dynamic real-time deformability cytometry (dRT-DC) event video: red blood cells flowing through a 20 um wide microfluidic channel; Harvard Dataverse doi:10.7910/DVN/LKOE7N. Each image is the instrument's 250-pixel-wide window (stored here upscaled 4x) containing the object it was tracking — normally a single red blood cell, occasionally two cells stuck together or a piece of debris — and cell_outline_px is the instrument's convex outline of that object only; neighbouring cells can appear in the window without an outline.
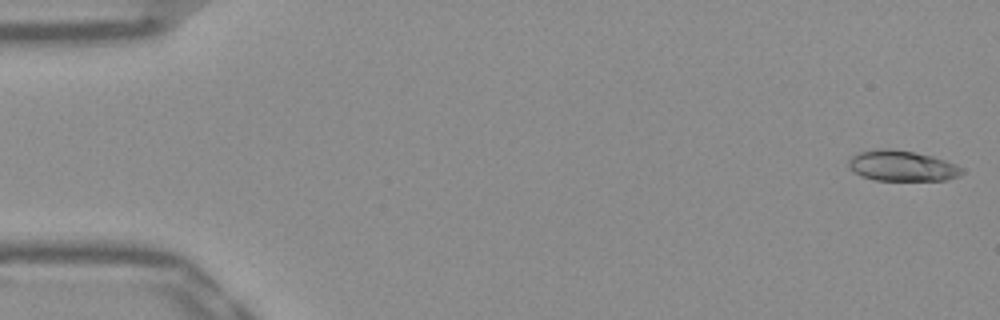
{"species": "Egyptian fruit bat (a non-hibernating species)", "species_latin": "Rousettus aegyptiacus", "temperature_condition": "warm", "stored_images_in_passage": 51, "camera_frame_rate_fps": 3000, "um_per_image_px": 0.085, "frame": {"image": 1, "passage_image": 1, "time_ms": 0.0, "image_size_px": [1000, 320], "cell_outline_px": [[964, 172], [960, 176], [944, 180], [876, 180], [860, 176], [848, 164], [848, 160], [852, 156], [860, 152], [876, 148], [888, 148], [912, 152], [932, 156], [956, 164], [964, 168]], "centroid_in_image_um": [76.69, 14.1], "position_along_channel_um": 8.3, "area_um2": 20.11}}
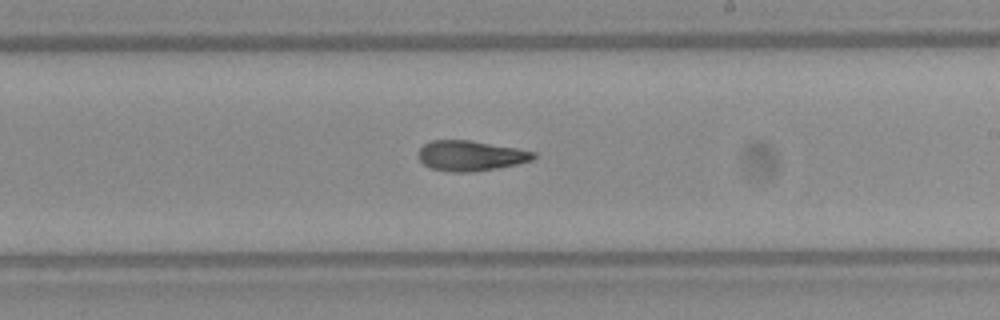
{"frame": {"image": 2, "passage_image": 30, "time_ms": 9.667, "image_size_px": [1000, 320], "cell_outline_px": [[536, 156], [532, 160], [516, 164], [496, 168], [468, 172], [452, 172], [432, 168], [424, 164], [416, 156], [416, 152], [424, 144], [432, 140], [472, 140], [516, 148], [536, 152]], "centroid_in_image_um": [39.97, 13.22], "position_along_channel_um": 249.0, "area_um2": 20.29}}
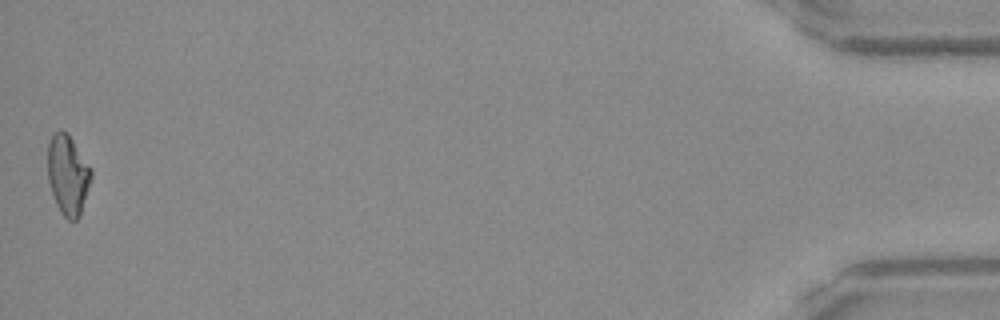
{"frame": {"image": 3, "passage_image": 51, "time_ms": 16.667, "image_size_px": [1000, 320], "cell_outline_px": [[92, 176], [80, 216], [76, 220], [68, 220], [60, 212], [56, 204], [48, 180], [48, 144], [52, 136], [60, 128], [68, 132], [92, 168]], "centroid_in_image_um": [5.78, 14.84], "position_along_channel_um": 429.4, "area_um2": 20.4}, "authors_computed_cell_mechanics": {"area_um2": 20.4612, "velocity_mm_per_s": 3.9343, "shape_relaxation_time_tau1_ms": 6.5845, "shape_relaxation_time_tau2_ms": 4.2215, "deformation_change_tau1": 0.2111, "deformation_change_tau2": 0.1377}}